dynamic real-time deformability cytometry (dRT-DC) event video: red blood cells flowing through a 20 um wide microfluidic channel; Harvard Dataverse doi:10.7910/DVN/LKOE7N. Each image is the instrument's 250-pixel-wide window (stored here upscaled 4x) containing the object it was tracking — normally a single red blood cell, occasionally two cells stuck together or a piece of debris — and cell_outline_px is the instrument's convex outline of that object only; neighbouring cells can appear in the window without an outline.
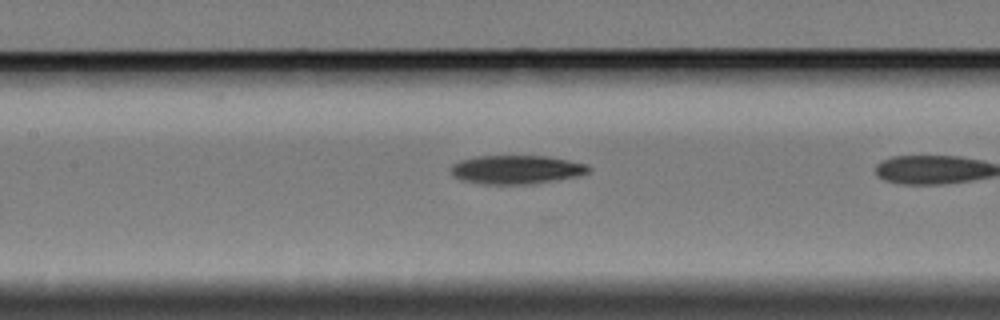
{"species": "Egyptian fruit bat (a non-hibernating species)", "species_latin": "Rousettus aegyptiacus", "temperature_condition": "cold", "stored_images_in_passage": 6, "segment_of_instrument_passage": [2, 2], "camera_frame_rate_fps": 3000, "um_per_image_px": 0.085, "animal": {"sex": "female"}, "frame": {"image": 1, "passage_image": 6, "time_ms": 7.0, "image_size_px": [1000, 320], "cell_outline_px": [[592, 168], [588, 172], [576, 176], [532, 184], [480, 184], [460, 180], [452, 176], [452, 164], [460, 160], [476, 156], [544, 156], [568, 160], [588, 164]], "centroid_in_image_um": [43.86, 14.42], "position_along_channel_um": 163.5, "area_um2": 23.06}}